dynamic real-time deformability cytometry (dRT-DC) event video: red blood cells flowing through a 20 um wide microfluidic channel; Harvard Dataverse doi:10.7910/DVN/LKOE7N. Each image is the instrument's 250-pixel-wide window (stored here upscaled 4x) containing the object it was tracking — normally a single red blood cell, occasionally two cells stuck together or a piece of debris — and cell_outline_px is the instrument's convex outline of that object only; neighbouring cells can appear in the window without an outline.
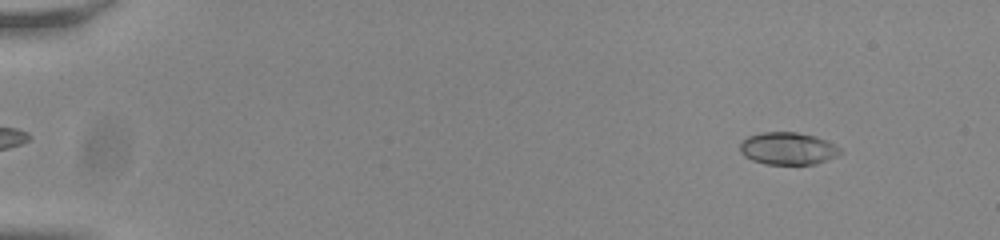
{"species": "common noctule bat (a hibernating species)", "species_latin": "Nyctalus noctula", "temperature_condition": "room temperature", "stored_images_in_passage": 51, "camera_frame_rate_fps": 3000, "um_per_image_px": 0.085, "animal": {"sex": "male", "body_mass_g": 20.0, "forearm_length_mm": 53.3}, "frame": {"image": 1, "passage_image": 2, "time_ms": 0.333, "image_size_px": [1000, 240], "cell_outline_px": [[844, 152], [836, 156], [816, 164], [764, 164], [752, 160], [744, 156], [740, 152], [740, 140], [748, 136], [764, 132], [796, 132], [816, 136], [840, 148]], "centroid_in_image_um": [66.94, 12.62], "position_along_channel_um": 18.1, "area_um2": 18.96}}
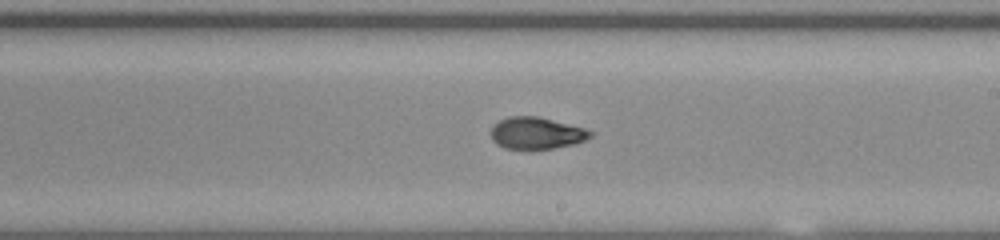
{"frame": {"image": 2, "passage_image": 30, "time_ms": 9.667, "image_size_px": [1000, 240], "cell_outline_px": [[596, 132], [592, 136], [576, 144], [532, 152], [528, 152], [504, 148], [496, 144], [492, 140], [492, 128], [500, 120], [508, 116], [540, 116], [584, 128]], "centroid_in_image_um": [45.62, 11.36], "position_along_channel_um": 243.4, "area_um2": 19.19}}
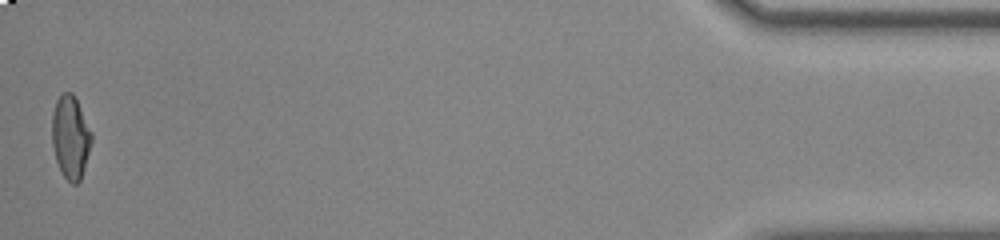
{"frame": {"image": 3, "passage_image": 51, "time_ms": 16.667, "image_size_px": [1000, 240], "cell_outline_px": [[92, 140], [84, 168], [80, 180], [76, 184], [72, 184], [64, 176], [56, 160], [52, 144], [52, 112], [56, 100], [64, 92], [72, 92], [92, 132]], "centroid_in_image_um": [5.98, 11.65], "position_along_channel_um": 429.2, "area_um2": 18.9}, "authors_computed_cell_mechanics": {"area_um2": 18.8428, "velocity_mm_per_s": 3.8153, "shape_relaxation_time_tau1_ms": 6.25, "shape_relaxation_time_tau2_ms": 1.335, "deformation_change_tau1": 0.2374, "deformation_change_tau2": 0.0659}}